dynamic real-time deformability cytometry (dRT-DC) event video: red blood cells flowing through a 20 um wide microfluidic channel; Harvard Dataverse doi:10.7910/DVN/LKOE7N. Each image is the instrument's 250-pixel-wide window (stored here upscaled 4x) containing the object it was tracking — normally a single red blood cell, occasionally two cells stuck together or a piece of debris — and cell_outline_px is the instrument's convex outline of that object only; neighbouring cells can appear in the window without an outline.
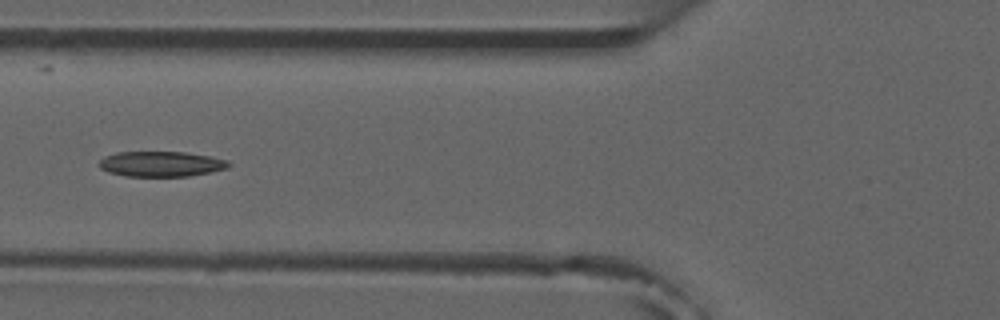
{"species": "common noctule bat (a hibernating species)", "species_latin": "Nyctalus noctula", "temperature_condition": "room temperature", "stored_images_in_passage": 7, "camera_frame_rate_fps": 3000, "um_per_image_px": 0.085, "animal": {"sex": "male", "forearm_length_mm": 52.5}, "frame": {"image": 1, "passage_image": 5, "time_ms": 4.667, "image_size_px": [1000, 320], "cell_outline_px": [[232, 164], [228, 168], [188, 176], [124, 176], [108, 172], [100, 168], [100, 160], [104, 156], [116, 152], [184, 152], [212, 156], [228, 160]], "centroid_in_image_um": [13.7, 13.93], "position_along_channel_um": 112.1, "area_um2": 19.13}}